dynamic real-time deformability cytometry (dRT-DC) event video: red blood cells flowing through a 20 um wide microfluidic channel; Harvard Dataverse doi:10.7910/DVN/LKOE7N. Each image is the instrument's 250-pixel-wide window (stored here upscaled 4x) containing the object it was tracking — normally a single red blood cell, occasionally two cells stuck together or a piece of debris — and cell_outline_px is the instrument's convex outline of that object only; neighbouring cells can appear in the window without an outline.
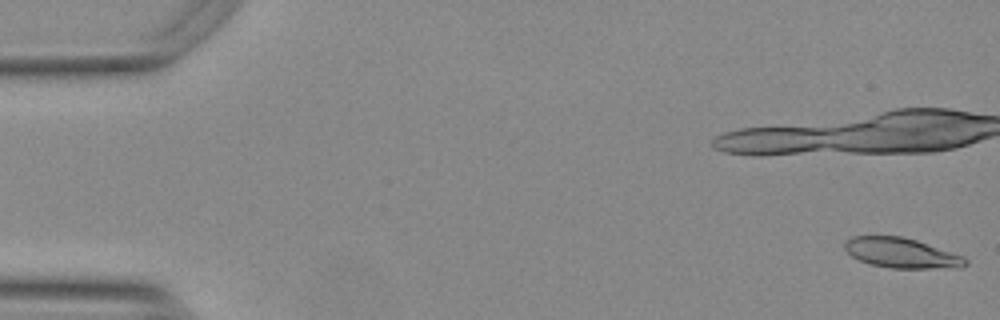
{"species": "Egyptian fruit bat (a non-hibernating species)", "species_latin": "Rousettus aegyptiacus", "temperature_condition": "warm", "stored_images_in_passage": 17, "camera_frame_rate_fps": 3000, "um_per_image_px": 0.085, "animal": {"sex": "female"}, "frame": {"image": 1, "passage_image": 1, "time_ms": 0.0, "image_size_px": [1000, 320], "cell_outline_px": [[968, 264], [960, 268], [892, 268], [872, 264], [860, 260], [852, 256], [844, 248], [844, 244], [852, 236], [900, 236], [916, 240], [964, 256], [968, 260]], "centroid_in_image_um": [76.67, 21.51], "position_along_channel_um": 8.3, "area_um2": 20.98}}